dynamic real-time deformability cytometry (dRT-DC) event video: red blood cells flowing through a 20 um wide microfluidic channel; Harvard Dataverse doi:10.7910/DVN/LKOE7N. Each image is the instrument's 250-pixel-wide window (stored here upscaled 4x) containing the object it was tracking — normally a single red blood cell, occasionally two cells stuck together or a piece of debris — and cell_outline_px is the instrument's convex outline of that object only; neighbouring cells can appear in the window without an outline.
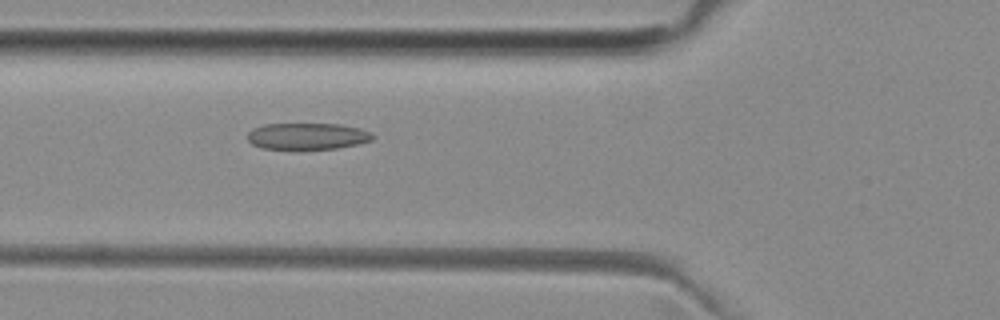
{"species": "common noctule bat (a hibernating species)", "species_latin": "Nyctalus noctula", "temperature_condition": "room temperature", "stored_images_in_passage": 34, "camera_frame_rate_fps": 3000, "um_per_image_px": 0.085, "animal": {"sex": "female", "body_mass_g": 29.2, "forearm_length_mm": 56.3}, "frame": {"image": 1, "passage_image": 5, "time_ms": 1.333, "image_size_px": [1000, 320], "cell_outline_px": [[376, 136], [372, 140], [360, 144], [336, 148], [260, 148], [252, 144], [248, 140], [248, 132], [252, 128], [264, 124], [340, 124], [360, 128], [372, 132]], "centroid_in_image_um": [26.16, 11.56], "position_along_channel_um": 99.6, "area_um2": 19.31}}
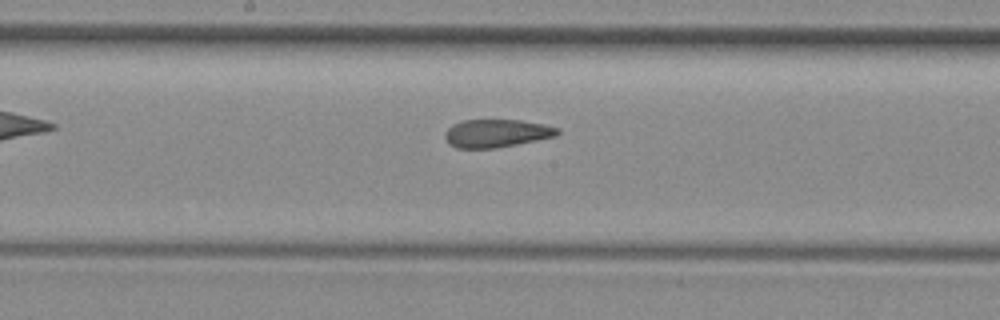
{"frame": {"image": 2, "passage_image": 13, "time_ms": 4.0, "image_size_px": [1000, 320], "cell_outline_px": [[560, 132], [556, 136], [496, 148], [456, 148], [448, 144], [444, 136], [444, 132], [452, 124], [464, 120], [520, 120], [544, 124], [560, 128]], "centroid_in_image_um": [42.18, 11.33], "position_along_channel_um": 206.0, "area_um2": 18.44}}
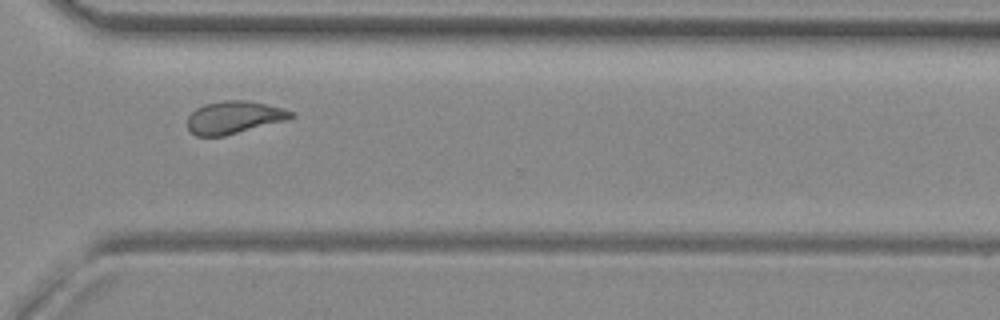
{"frame": {"image": 3, "passage_image": 24, "time_ms": 7.667, "image_size_px": [1000, 320], "cell_outline_px": [[296, 116], [288, 120], [224, 136], [196, 136], [188, 128], [188, 116], [196, 108], [204, 104], [224, 100], [248, 100], [284, 108], [292, 112]], "centroid_in_image_um": [19.92, 9.97], "position_along_channel_um": 350.7, "area_um2": 19.77}, "authors_computed_cell_mechanics": {"area_um2": 19.7098, "velocity_mm_per_s": 3.9732, "shape_relaxation_time_tau1_ms": null, "shape_relaxation_time_tau2_ms": 2.3248, "deformation_change_tau1": null, "deformation_change_tau2": 0.1029}}